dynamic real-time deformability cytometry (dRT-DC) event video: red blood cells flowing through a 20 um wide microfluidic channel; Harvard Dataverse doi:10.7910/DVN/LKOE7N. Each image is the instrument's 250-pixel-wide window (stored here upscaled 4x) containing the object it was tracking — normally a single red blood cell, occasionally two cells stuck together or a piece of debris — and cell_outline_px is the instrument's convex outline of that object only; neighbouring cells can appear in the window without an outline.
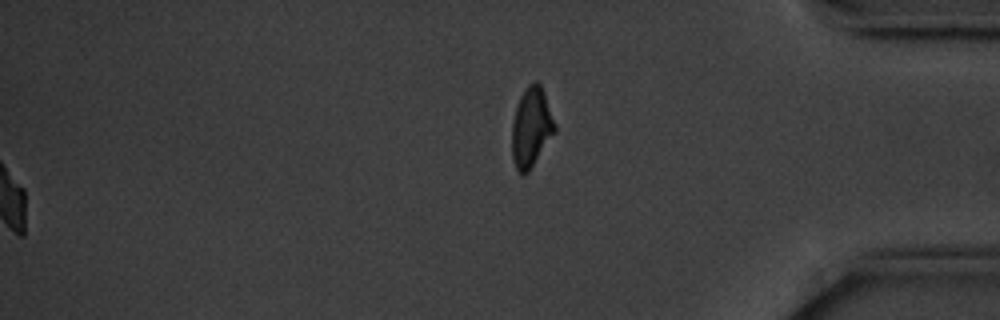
{"species": "common noctule bat (a hibernating species)", "species_latin": "Nyctalus noctula", "temperature_condition": "cold", "stored_images_in_passage": 57, "segment_of_instrument_passage": [2, 2], "camera_frame_rate_fps": 3000, "um_per_image_px": 0.085, "animal": {"sex": "male", "body_mass_g": 20.1, "forearm_length_mm": 53.5}, "frame": {"image": 1, "passage_image": 57, "time_ms": 18.667, "image_size_px": [1000, 320], "cell_outline_px": [[556, 132], [528, 172], [520, 172], [516, 168], [512, 160], [512, 124], [516, 108], [520, 96], [528, 84], [536, 80], [540, 84], [544, 92], [556, 124]], "centroid_in_image_um": [45.17, 10.8], "position_along_channel_um": 390.0, "area_um2": 19.83}}